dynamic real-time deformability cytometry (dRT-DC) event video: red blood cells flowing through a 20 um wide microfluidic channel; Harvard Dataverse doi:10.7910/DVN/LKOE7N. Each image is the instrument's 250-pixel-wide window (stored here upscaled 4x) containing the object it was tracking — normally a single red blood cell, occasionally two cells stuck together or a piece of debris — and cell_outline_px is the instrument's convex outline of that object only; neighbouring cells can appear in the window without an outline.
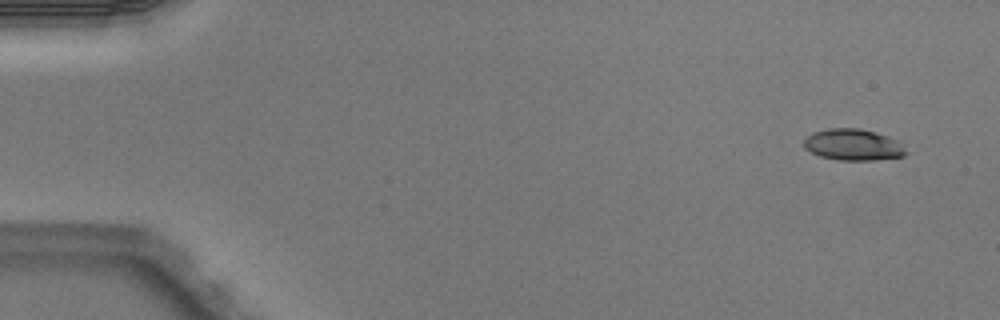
{"species": "Egyptian fruit bat (a non-hibernating species)", "species_latin": "Rousettus aegyptiacus", "temperature_condition": "warm", "stored_images_in_passage": 5, "camera_frame_rate_fps": 3000, "um_per_image_px": 0.085, "animal": {"sex": "male"}, "frame": {"image": 1, "passage_image": 1, "time_ms": 0.0, "image_size_px": [1000, 320], "cell_outline_px": [[908, 152], [904, 156], [872, 160], [840, 160], [820, 156], [804, 148], [804, 140], [812, 132], [828, 128], [860, 128], [888, 136], [896, 140]], "centroid_in_image_um": [72.5, 12.3], "position_along_channel_um": 12.5, "area_um2": 18.55}}
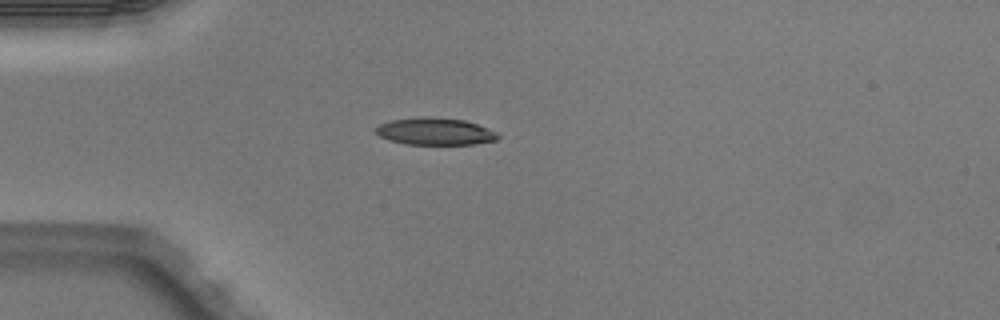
{"frame": {"image": 2, "passage_image": 4, "time_ms": 1.0, "image_size_px": [1000, 320], "cell_outline_px": [[500, 136], [496, 140], [472, 144], [408, 144], [388, 140], [380, 136], [376, 132], [376, 128], [380, 124], [392, 120], [416, 116], [432, 116], [464, 120], [476, 124], [496, 132]], "centroid_in_image_um": [36.96, 11.16], "position_along_channel_um": 48.0, "area_um2": 19.25}}